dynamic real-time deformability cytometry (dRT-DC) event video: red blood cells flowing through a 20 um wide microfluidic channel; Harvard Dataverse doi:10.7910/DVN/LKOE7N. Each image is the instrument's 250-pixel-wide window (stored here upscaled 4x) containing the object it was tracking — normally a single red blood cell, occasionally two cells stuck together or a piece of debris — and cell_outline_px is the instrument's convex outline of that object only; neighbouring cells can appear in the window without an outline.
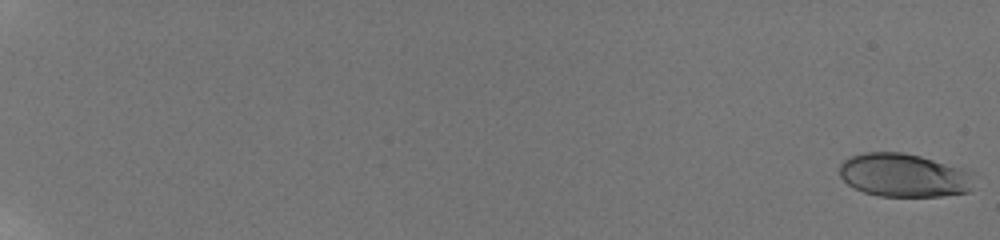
{"species": "human", "species_latin": "Homo sapiens", "temperature_condition": "room temperature", "stored_images_in_passage": 43, "camera_frame_rate_fps": 3000, "um_per_image_px": 0.085, "donor": {"sex": "male"}, "frame": {"image": 1, "passage_image": 1, "time_ms": 0.0, "image_size_px": [1000, 240], "cell_outline_px": [[972, 188], [968, 192], [940, 196], [880, 196], [864, 192], [848, 184], [840, 176], [840, 164], [844, 160], [852, 156], [864, 152], [904, 152], [920, 156], [960, 168], [972, 172]], "centroid_in_image_um": [76.82, 14.9], "position_along_channel_um": 8.2, "area_um2": 33.81}}
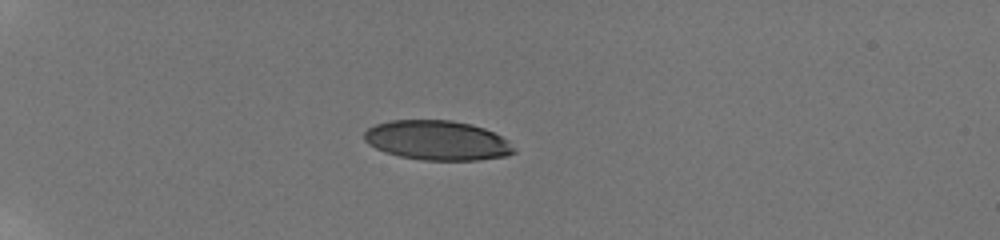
{"frame": {"image": 2, "passage_image": 30, "time_ms": 6.333, "image_size_px": [1000, 240], "cell_outline_px": [[516, 152], [504, 156], [480, 160], [424, 160], [400, 156], [384, 152], [368, 144], [364, 140], [364, 132], [368, 128], [376, 124], [392, 120], [452, 120], [472, 124], [484, 128], [508, 140], [516, 148]], "centroid_in_image_um": [37.18, 11.93], "position_along_channel_um": 47.8, "area_um2": 34.62}}
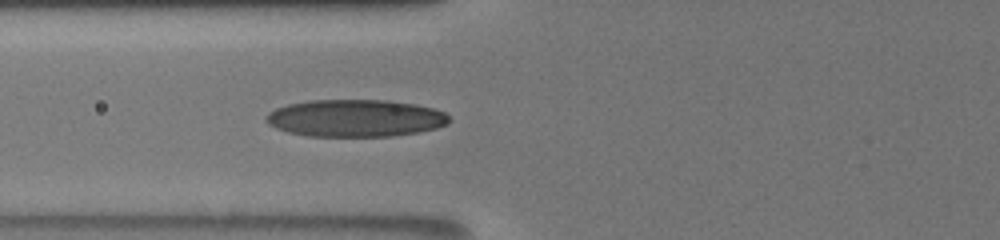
{"frame": {"image": 3, "passage_image": 42, "time_ms": 9.0, "image_size_px": [1000, 240], "cell_outline_px": [[452, 120], [448, 124], [436, 128], [420, 132], [392, 136], [308, 136], [288, 132], [276, 128], [268, 124], [264, 120], [264, 116], [268, 112], [276, 108], [288, 104], [308, 100], [388, 100], [416, 104], [432, 108], [444, 112]], "centroid_in_image_um": [30.2, 10.04], "position_along_channel_um": 95.6, "area_um2": 40.06}}